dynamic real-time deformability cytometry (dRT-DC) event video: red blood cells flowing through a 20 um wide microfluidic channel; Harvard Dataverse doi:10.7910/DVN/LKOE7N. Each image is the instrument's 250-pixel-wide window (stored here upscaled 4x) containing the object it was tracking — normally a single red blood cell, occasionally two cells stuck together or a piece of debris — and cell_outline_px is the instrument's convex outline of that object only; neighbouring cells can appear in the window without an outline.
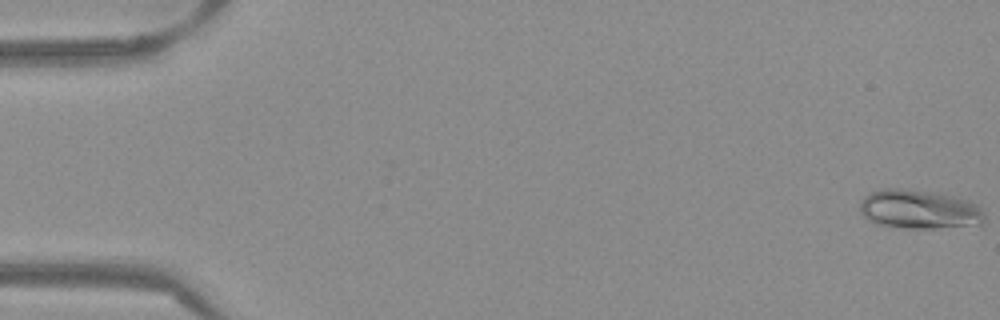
{"species": "Egyptian fruit bat (a non-hibernating species)", "species_latin": "Rousettus aegyptiacus", "temperature_condition": "warm", "stored_images_in_passage": 53, "camera_frame_rate_fps": 3000, "um_per_image_px": 0.085, "frame": {"image": 1, "passage_image": 1, "time_ms": 0.0, "image_size_px": [1000, 320], "cell_outline_px": [[984, 224], [936, 228], [904, 228], [876, 224], [868, 220], [860, 212], [860, 200], [864, 196], [872, 192], [884, 188], [900, 188], [936, 192], [956, 196], [968, 200], [976, 204], [984, 212]], "centroid_in_image_um": [78.13, 17.79], "position_along_channel_um": 6.9, "area_um2": 28.67}}
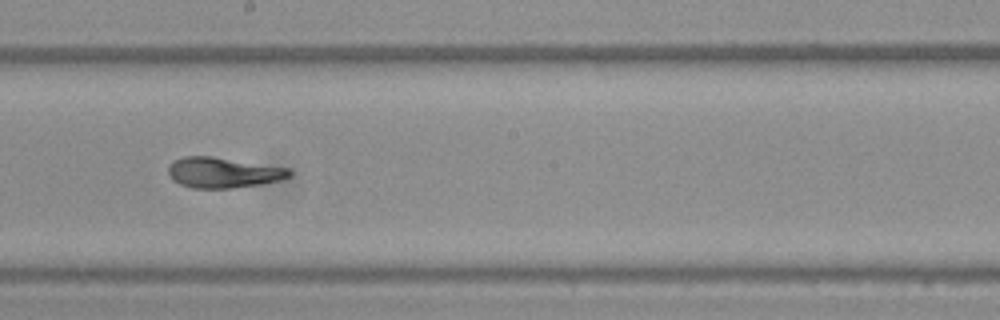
{"frame": {"image": 2, "passage_image": 30, "time_ms": 9.667, "image_size_px": [1000, 320], "cell_outline_px": [[292, 176], [280, 180], [260, 184], [232, 188], [192, 188], [180, 184], [172, 180], [168, 176], [168, 168], [172, 160], [184, 156], [212, 156], [288, 168], [292, 172]], "centroid_in_image_um": [18.93, 14.67], "position_along_channel_um": 229.3, "area_um2": 21.62}}
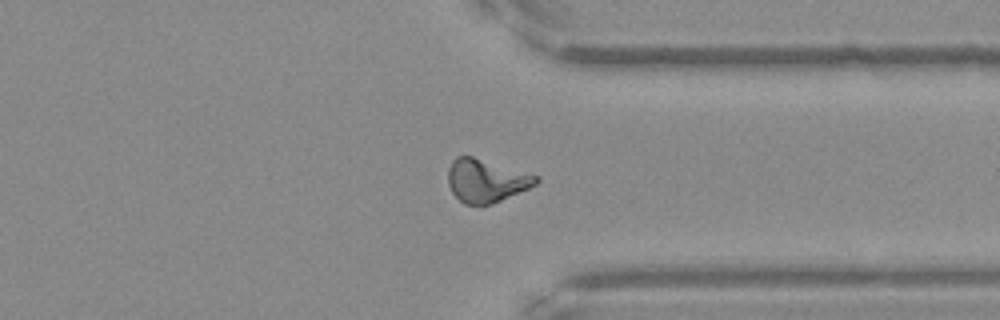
{"frame": {"image": 3, "passage_image": 41, "time_ms": 13.333, "image_size_px": [1000, 320], "cell_outline_px": [[540, 180], [536, 184], [528, 188], [492, 204], [464, 204], [452, 192], [448, 184], [448, 168], [452, 160], [456, 156], [472, 156], [540, 176]], "centroid_in_image_um": [41.31, 15.34], "position_along_channel_um": 370.1, "area_um2": 21.96}, "authors_computed_cell_mechanics": {"area_um2": 21.6172, "velocity_mm_per_s": 3.8812, "shape_relaxation_time_tau1_ms": 6.6831, "shape_relaxation_time_tau2_ms": 1.5083, "deformation_change_tau1": 0.2118, "deformation_change_tau2": 0.0572}}